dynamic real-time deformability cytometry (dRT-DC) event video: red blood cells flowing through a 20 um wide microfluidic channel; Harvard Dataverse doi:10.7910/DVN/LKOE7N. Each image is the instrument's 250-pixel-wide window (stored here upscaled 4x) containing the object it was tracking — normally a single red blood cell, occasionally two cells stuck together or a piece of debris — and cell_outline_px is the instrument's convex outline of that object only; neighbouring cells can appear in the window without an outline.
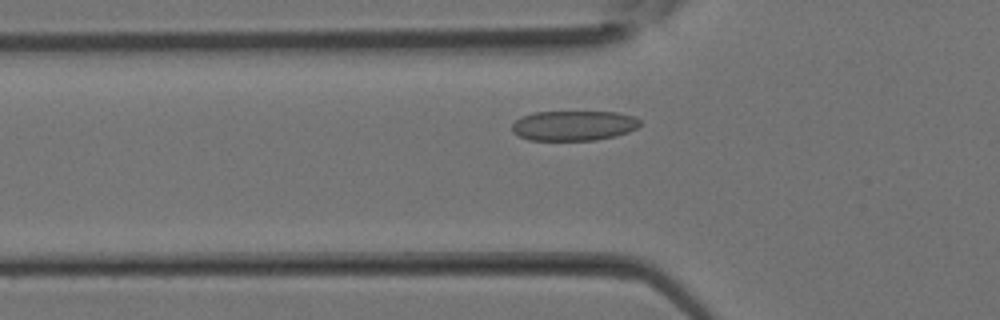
{"species": "Egyptian fruit bat (a non-hibernating species)", "species_latin": "Rousettus aegyptiacus", "temperature_condition": "room temperature", "stored_images_in_passage": 28, "camera_frame_rate_fps": 3000, "um_per_image_px": 0.085, "animal": {"sex": "female"}, "frame": {"image": 1, "passage_image": 6, "time_ms": 1.667, "image_size_px": [1000, 320], "cell_outline_px": [[640, 124], [636, 128], [628, 132], [616, 136], [596, 140], [528, 140], [512, 132], [512, 124], [520, 116], [532, 112], [616, 112], [632, 116], [640, 120]], "centroid_in_image_um": [48.73, 10.68], "position_along_channel_um": 77.1, "area_um2": 22.43}}
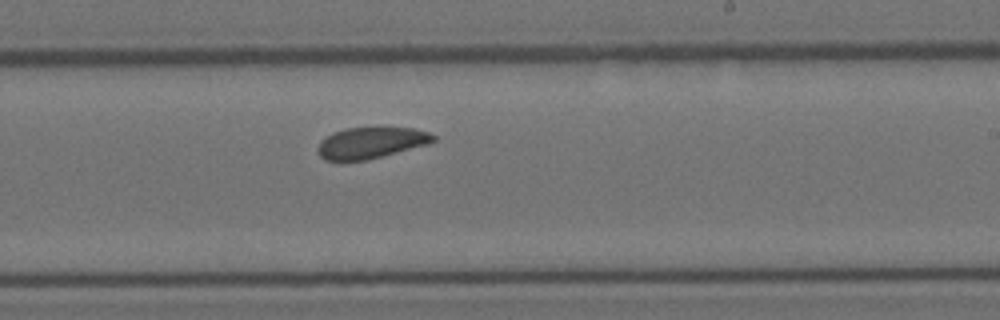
{"frame": {"image": 2, "passage_image": 15, "time_ms": 4.667, "image_size_px": [1000, 320], "cell_outline_px": [[436, 140], [428, 144], [368, 160], [324, 160], [316, 152], [316, 148], [320, 140], [332, 132], [348, 128], [412, 128], [428, 132], [436, 136]], "centroid_in_image_um": [31.49, 12.14], "position_along_channel_um": 257.5, "area_um2": 21.04}}
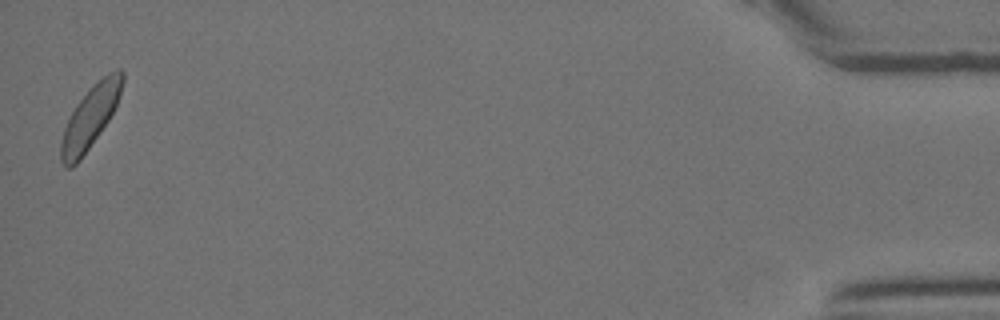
{"frame": {"image": 3, "passage_image": 28, "time_ms": 9.0, "image_size_px": [1000, 320], "cell_outline_px": [[124, 80], [116, 104], [108, 120], [100, 132], [80, 160], [72, 168], [64, 168], [60, 160], [60, 140], [68, 116], [76, 104], [88, 88], [108, 72], [116, 68], [120, 68], [124, 72]], "centroid_in_image_um": [7.63, 9.95], "position_along_channel_um": 427.6, "area_um2": 22.43}}